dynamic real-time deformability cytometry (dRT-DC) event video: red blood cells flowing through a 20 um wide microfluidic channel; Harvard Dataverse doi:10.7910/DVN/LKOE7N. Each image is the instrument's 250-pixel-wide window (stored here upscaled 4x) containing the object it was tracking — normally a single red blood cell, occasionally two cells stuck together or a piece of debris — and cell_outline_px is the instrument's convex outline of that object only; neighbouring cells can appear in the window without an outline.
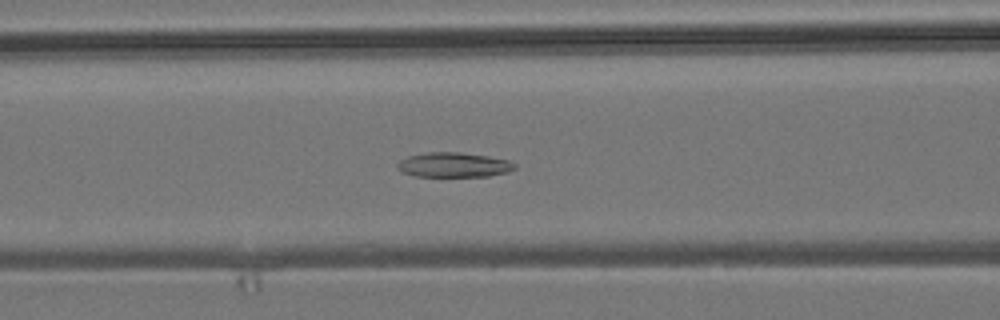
{"species": "common noctule bat (a hibernating species)", "species_latin": "Nyctalus noctula", "temperature_condition": "room temperature", "stored_images_in_passage": 55, "camera_frame_rate_fps": 3000, "um_per_image_px": 0.085, "animal": {"sex": "male", "body_mass_g": 19.2, "forearm_length_mm": 51.8}, "frame": {"image": 1, "passage_image": 22, "time_ms": 7.0, "image_size_px": [1000, 320], "cell_outline_px": [[516, 168], [508, 172], [488, 176], [416, 176], [404, 172], [396, 164], [400, 160], [408, 156], [428, 152], [460, 152], [488, 156], [508, 160], [516, 164]], "centroid_in_image_um": [38.61, 14.0], "position_along_channel_um": 128.0, "area_um2": 16.76}}
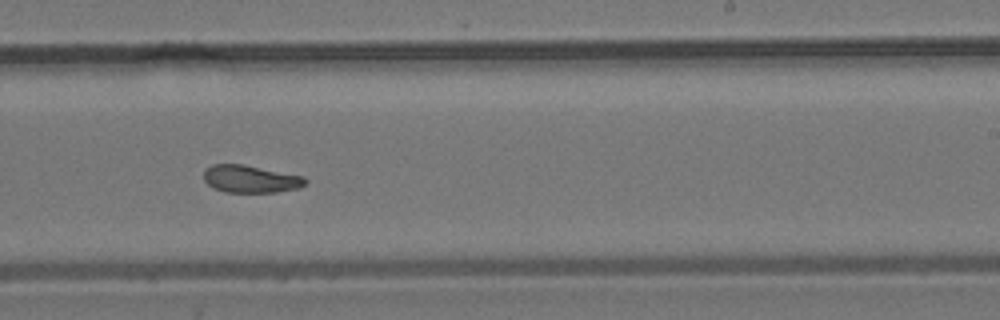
{"frame": {"image": 2, "passage_image": 33, "time_ms": 10.667, "image_size_px": [1000, 320], "cell_outline_px": [[308, 180], [300, 188], [276, 192], [224, 192], [212, 188], [204, 180], [204, 168], [212, 164], [244, 164], [304, 176]], "centroid_in_image_um": [21.28, 15.21], "position_along_channel_um": 267.7, "area_um2": 16.47}}
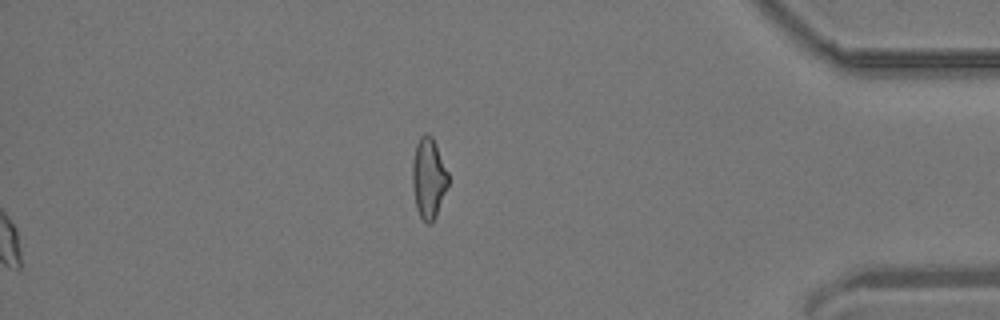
{"frame": {"image": 3, "passage_image": 55, "time_ms": 18.0, "image_size_px": [1000, 320], "cell_outline_px": [[448, 184], [436, 216], [432, 224], [428, 224], [420, 216], [416, 208], [412, 184], [412, 164], [416, 144], [420, 136], [424, 132], [428, 132], [432, 136], [436, 144], [448, 172]], "centroid_in_image_um": [36.42, 15.11], "position_along_channel_um": 398.8, "area_um2": 16.88}, "authors_computed_cell_mechanics": {"area_um2": 17.34, "velocity_mm_per_s": 3.8271, "shape_relaxation_time_tau1_ms": 7.4618, "shape_relaxation_time_tau2_ms": 4.0297, "deformation_change_tau1": 0.1589, "deformation_change_tau2": 0.0994}}